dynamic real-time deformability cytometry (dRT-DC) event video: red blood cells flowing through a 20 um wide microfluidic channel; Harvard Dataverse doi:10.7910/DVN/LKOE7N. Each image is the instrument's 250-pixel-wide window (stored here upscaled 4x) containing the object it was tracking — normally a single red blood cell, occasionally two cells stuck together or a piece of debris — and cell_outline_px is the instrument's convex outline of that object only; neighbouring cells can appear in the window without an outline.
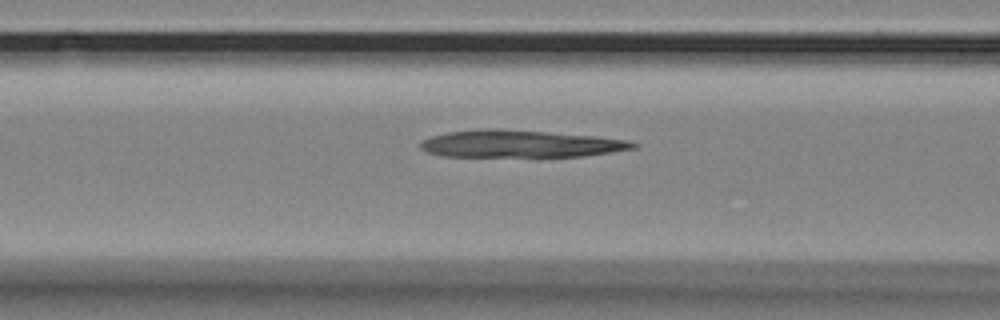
{"species": "Egyptian fruit bat (a non-hibernating species)", "species_latin": "Rousettus aegyptiacus", "temperature_condition": "room temperature", "stored_images_in_passage": 16, "camera_frame_rate_fps": 3000, "um_per_image_px": 0.085, "animal": {"sex": "female"}, "frame": {"image": 1, "passage_image": 14, "time_ms": 4.333, "image_size_px": [1000, 320], "cell_outline_px": [[640, 144], [636, 148], [584, 156], [444, 156], [428, 152], [420, 148], [420, 140], [432, 136], [448, 132], [484, 128], [496, 128], [548, 132], [596, 136], [628, 140]], "centroid_in_image_um": [44.22, 12.21], "position_along_channel_um": 122.4, "area_um2": 33.7}}